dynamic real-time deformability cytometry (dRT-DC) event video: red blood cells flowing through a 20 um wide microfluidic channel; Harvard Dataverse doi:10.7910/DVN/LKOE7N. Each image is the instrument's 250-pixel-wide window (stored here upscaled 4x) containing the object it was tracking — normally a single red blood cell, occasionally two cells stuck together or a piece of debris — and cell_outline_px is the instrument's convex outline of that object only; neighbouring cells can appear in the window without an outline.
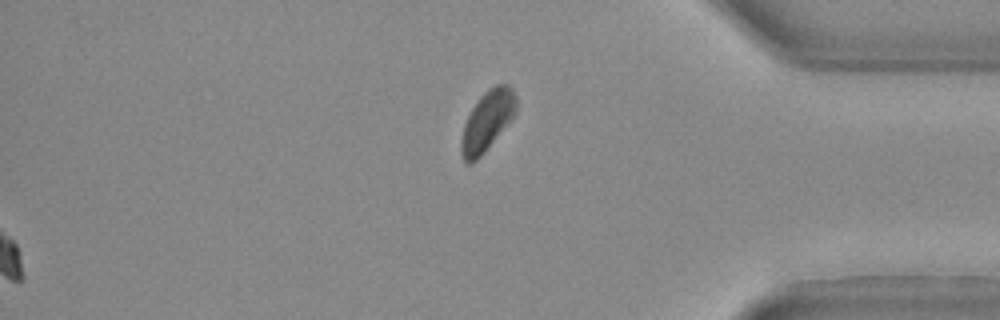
{"species": "Egyptian fruit bat (a non-hibernating species)", "species_latin": "Rousettus aegyptiacus", "temperature_condition": "warm", "stored_images_in_passage": 28, "camera_frame_rate_fps": 3000, "um_per_image_px": 0.085, "animal": {"sex": "female"}, "frame": {"image": 1, "passage_image": 28, "time_ms": 9.0, "image_size_px": [1000, 320], "cell_outline_px": [[516, 112], [484, 152], [476, 160], [468, 164], [464, 160], [460, 152], [460, 144], [464, 124], [472, 108], [480, 96], [488, 88], [496, 84], [508, 84], [512, 88], [516, 96]], "centroid_in_image_um": [41.4, 10.25], "position_along_channel_um": 393.8, "area_um2": 18.9}}